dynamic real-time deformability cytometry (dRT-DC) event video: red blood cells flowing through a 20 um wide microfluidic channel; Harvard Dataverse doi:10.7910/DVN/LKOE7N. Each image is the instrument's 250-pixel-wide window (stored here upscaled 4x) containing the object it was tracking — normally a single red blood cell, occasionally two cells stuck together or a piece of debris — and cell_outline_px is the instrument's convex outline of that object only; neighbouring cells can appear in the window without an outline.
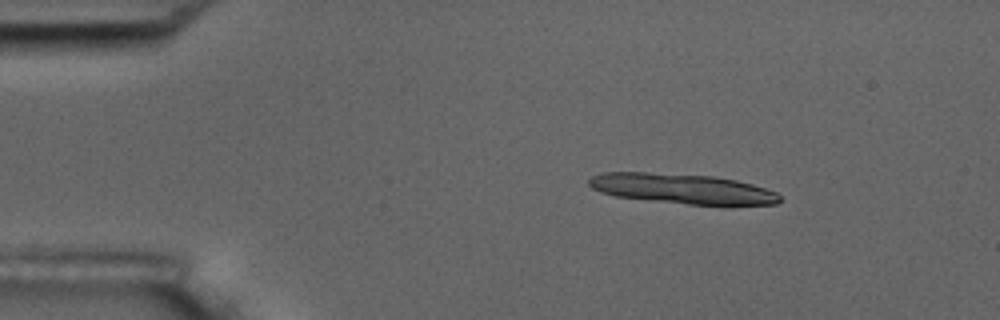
{"species": "common noctule bat (a hibernating species)", "species_latin": "Nyctalus noctula", "temperature_condition": "room temperature", "stored_images_in_passage": 17, "camera_frame_rate_fps": 3000, "um_per_image_px": 0.085, "animal": {"sex": "male", "body_mass_g": 17.5, "forearm_length_mm": 52.3}, "frame": {"image": 1, "passage_image": 3, "time_ms": 2.333, "image_size_px": [1000, 320], "cell_outline_px": [[780, 200], [776, 204], [688, 204], [616, 196], [600, 192], [592, 188], [588, 184], [588, 180], [592, 176], [604, 172], [648, 172], [716, 176], [736, 180], [752, 184], [776, 192], [780, 196]], "centroid_in_image_um": [57.95, 16.02], "position_along_channel_um": 27.1, "area_um2": 33.0}}
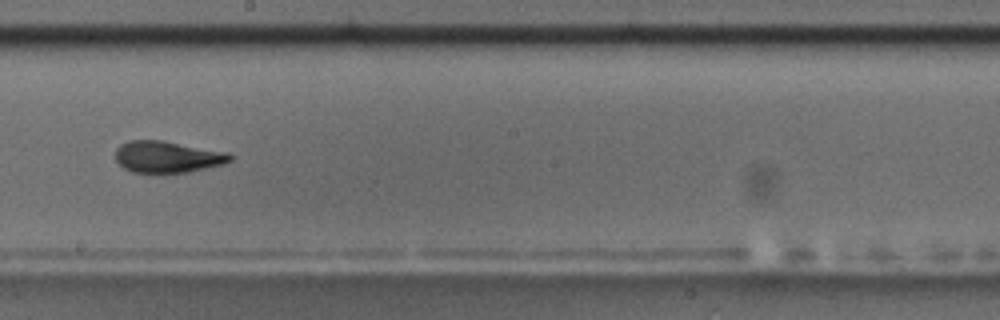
{"frame": {"image": 2, "passage_image": 10, "time_ms": 10.333, "image_size_px": [1000, 320], "cell_outline_px": [[232, 160], [224, 164], [188, 172], [132, 172], [124, 168], [116, 160], [116, 148], [120, 144], [128, 140], [160, 140], [228, 152], [232, 156]], "centroid_in_image_um": [14.22, 13.32], "position_along_channel_um": 234.0, "area_um2": 20.98}}
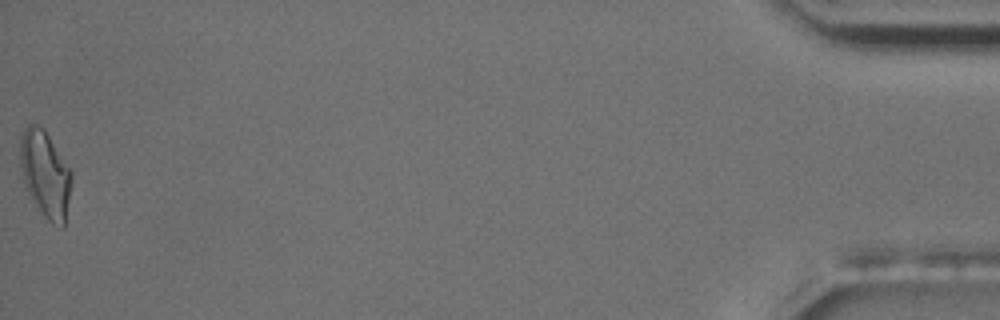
{"frame": {"image": 3, "passage_image": 17, "time_ms": 18.667, "image_size_px": [1000, 320], "cell_outline_px": [[72, 184], [64, 228], [60, 228], [52, 224], [36, 208], [24, 184], [20, 168], [20, 140], [24, 128], [28, 124], [36, 120], [44, 128], [72, 172]], "centroid_in_image_um": [3.85, 14.79], "position_along_channel_um": 431.4, "area_um2": 26.53}, "authors_computed_cell_mechanics": {"area_um2": 20.9814, "velocity_mm_per_s": 3.5313, "shape_relaxation_time_tau1_ms": 4.4741, "shape_relaxation_time_tau2_ms": 1.2951, "deformation_change_tau1": 0.1312, "deformation_change_tau2": 0.0581}}